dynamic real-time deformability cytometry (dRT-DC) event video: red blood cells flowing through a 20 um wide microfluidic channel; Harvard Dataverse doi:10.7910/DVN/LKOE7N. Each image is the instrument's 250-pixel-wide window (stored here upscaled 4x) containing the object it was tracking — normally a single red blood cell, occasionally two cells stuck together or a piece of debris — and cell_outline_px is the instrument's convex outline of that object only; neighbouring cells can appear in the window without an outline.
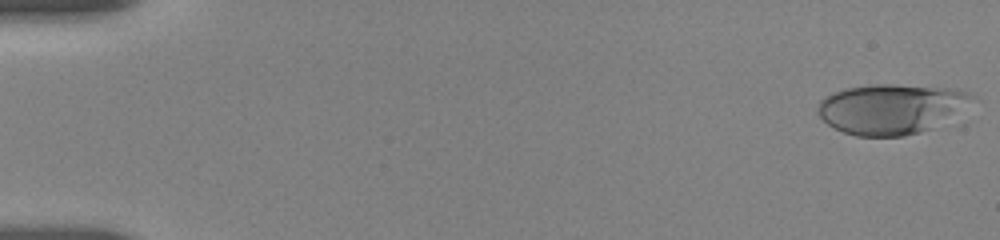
{"species": "human", "species_latin": "Homo sapiens", "temperature_condition": "room temperature", "stored_images_in_passage": 6, "camera_frame_rate_fps": 3000, "um_per_image_px": 0.085, "donor": {"sex": "female"}, "frame": {"image": 1, "passage_image": 1, "time_ms": 0.0, "image_size_px": [1000, 240], "cell_outline_px": [[972, 96], [928, 128], [920, 132], [904, 136], [856, 136], [844, 132], [828, 124], [816, 112], [820, 100], [824, 96], [848, 88], [872, 84], [892, 84], [956, 88], [968, 92]], "centroid_in_image_um": [75.55, 9.23], "position_along_channel_um": 9.5, "area_um2": 43.23}}
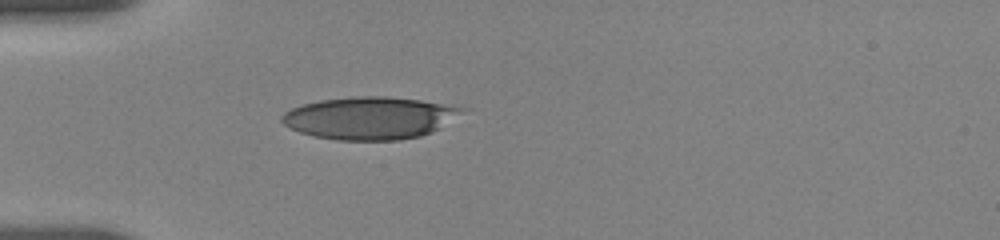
{"frame": {"image": 2, "passage_image": 6, "time_ms": 5.0, "image_size_px": [1000, 240], "cell_outline_px": [[472, 108], [440, 128], [432, 132], [420, 136], [400, 140], [336, 140], [316, 136], [300, 132], [284, 124], [280, 120], [280, 116], [284, 112], [292, 108], [304, 104], [320, 100], [360, 96], [384, 96], [420, 100]], "centroid_in_image_um": [31.5, 10.02], "position_along_channel_um": 53.5, "area_um2": 44.68}}